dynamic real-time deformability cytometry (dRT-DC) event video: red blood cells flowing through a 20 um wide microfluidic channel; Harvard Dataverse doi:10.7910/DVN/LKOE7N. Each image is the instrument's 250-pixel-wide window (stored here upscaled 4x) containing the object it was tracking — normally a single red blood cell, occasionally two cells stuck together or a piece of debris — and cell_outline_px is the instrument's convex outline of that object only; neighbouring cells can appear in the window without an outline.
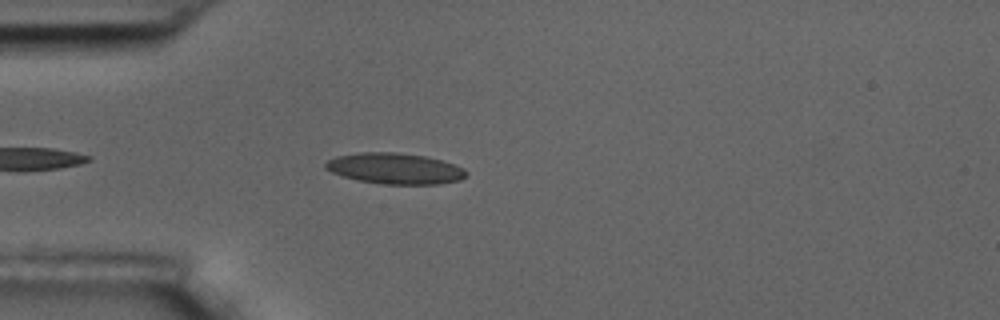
{"species": "common noctule bat (a hibernating species)", "species_latin": "Nyctalus noctula", "temperature_condition": "room temperature", "stored_images_in_passage": 6, "camera_frame_rate_fps": 3000, "um_per_image_px": 0.085, "animal": {"sex": "male", "body_mass_g": 17.5, "forearm_length_mm": 52.3}, "frame": {"image": 1, "passage_image": 4, "time_ms": 3.667, "image_size_px": [1000, 320], "cell_outline_px": [[468, 176], [460, 180], [436, 184], [380, 184], [356, 180], [332, 172], [324, 168], [324, 164], [328, 160], [336, 156], [360, 152], [396, 152], [424, 156], [440, 160], [464, 168], [468, 172]], "centroid_in_image_um": [33.56, 14.33], "position_along_channel_um": 51.4, "area_um2": 25.37}}